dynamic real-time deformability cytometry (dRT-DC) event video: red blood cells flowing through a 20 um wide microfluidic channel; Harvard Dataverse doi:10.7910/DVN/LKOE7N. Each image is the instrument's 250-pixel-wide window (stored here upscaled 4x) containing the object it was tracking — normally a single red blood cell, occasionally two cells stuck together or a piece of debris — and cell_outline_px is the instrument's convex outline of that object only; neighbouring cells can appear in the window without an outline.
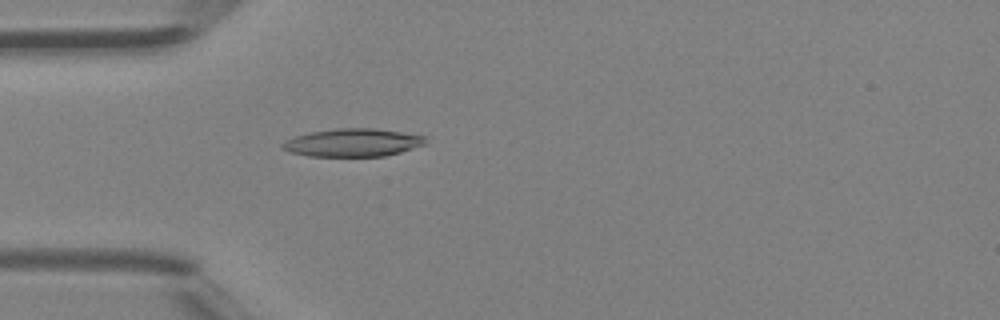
{"species": "Egyptian fruit bat (a non-hibernating species)", "species_latin": "Rousettus aegyptiacus", "temperature_condition": "room temperature", "stored_images_in_passage": 1, "camera_frame_rate_fps": 3000, "um_per_image_px": 0.085, "animal": {"sex": "female"}, "frame": {"image": 1, "passage_image": 1, "time_ms": 0.0, "image_size_px": [1000, 320], "cell_outline_px": [[424, 144], [400, 152], [384, 156], [308, 156], [288, 152], [280, 148], [280, 144], [296, 136], [308, 132], [336, 128], [376, 128], [424, 136]], "centroid_in_image_um": [29.91, 12.12], "position_along_channel_um": 55.1, "area_um2": 23.18}}